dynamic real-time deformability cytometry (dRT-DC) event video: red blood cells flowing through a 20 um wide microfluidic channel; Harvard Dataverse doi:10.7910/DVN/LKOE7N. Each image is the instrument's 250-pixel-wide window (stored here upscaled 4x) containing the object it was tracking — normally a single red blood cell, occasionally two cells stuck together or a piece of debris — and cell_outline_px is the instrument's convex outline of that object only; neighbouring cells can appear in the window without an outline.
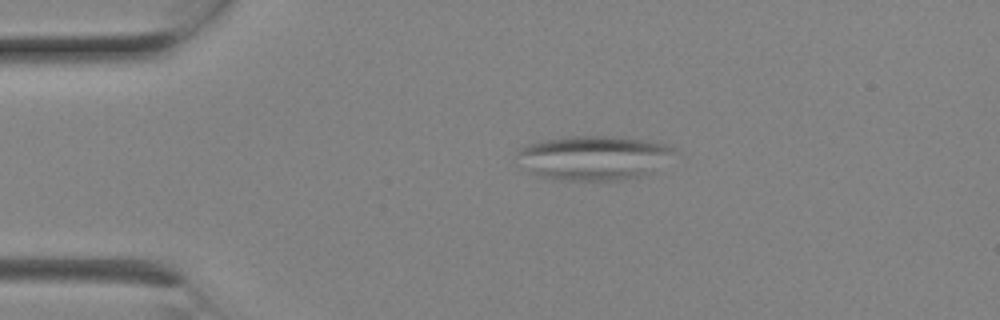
{"species": "Egyptian fruit bat (a non-hibernating species)", "species_latin": "Rousettus aegyptiacus", "temperature_condition": "room temperature", "stored_images_in_passage": 6, "camera_frame_rate_fps": 3000, "um_per_image_px": 0.085, "animal": {"sex": "female"}, "frame": {"image": 1, "passage_image": 3, "time_ms": 0.667, "image_size_px": [1000, 320], "cell_outline_px": [[680, 152], [648, 172], [636, 176], [616, 180], [560, 180], [536, 176], [516, 152], [520, 148], [528, 144], [544, 140], [568, 136], [608, 136], [644, 140], [668, 144], [676, 148]], "centroid_in_image_um": [50.51, 13.39], "position_along_channel_um": 34.5, "area_um2": 39.94}}